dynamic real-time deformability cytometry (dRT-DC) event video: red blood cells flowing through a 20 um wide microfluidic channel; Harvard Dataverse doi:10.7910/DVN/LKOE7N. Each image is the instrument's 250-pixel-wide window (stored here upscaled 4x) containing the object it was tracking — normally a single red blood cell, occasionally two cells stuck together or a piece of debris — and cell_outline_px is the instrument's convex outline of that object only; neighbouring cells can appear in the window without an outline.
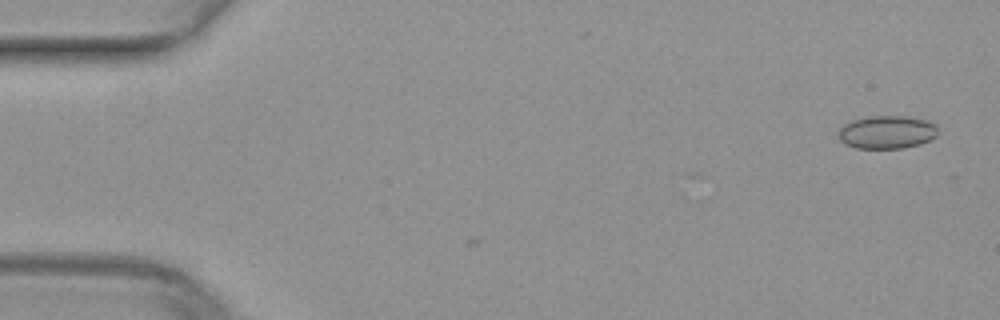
{"species": "common noctule bat (a hibernating species)", "species_latin": "Nyctalus noctula", "temperature_condition": "warm", "stored_images_in_passage": 2, "camera_frame_rate_fps": 3000, "um_per_image_px": 0.085, "animal": {"sex": "female", "body_mass_g": 29.2, "forearm_length_mm": 56.3}, "frame": {"image": 1, "passage_image": 2, "time_ms": 0.333, "image_size_px": [1000, 320], "cell_outline_px": [[940, 132], [936, 136], [920, 144], [904, 148], [856, 148], [844, 144], [840, 140], [840, 128], [844, 124], [852, 120], [868, 116], [908, 116], [928, 120], [936, 124]], "centroid_in_image_um": [75.43, 11.22], "position_along_channel_um": 9.6, "area_um2": 19.36}}